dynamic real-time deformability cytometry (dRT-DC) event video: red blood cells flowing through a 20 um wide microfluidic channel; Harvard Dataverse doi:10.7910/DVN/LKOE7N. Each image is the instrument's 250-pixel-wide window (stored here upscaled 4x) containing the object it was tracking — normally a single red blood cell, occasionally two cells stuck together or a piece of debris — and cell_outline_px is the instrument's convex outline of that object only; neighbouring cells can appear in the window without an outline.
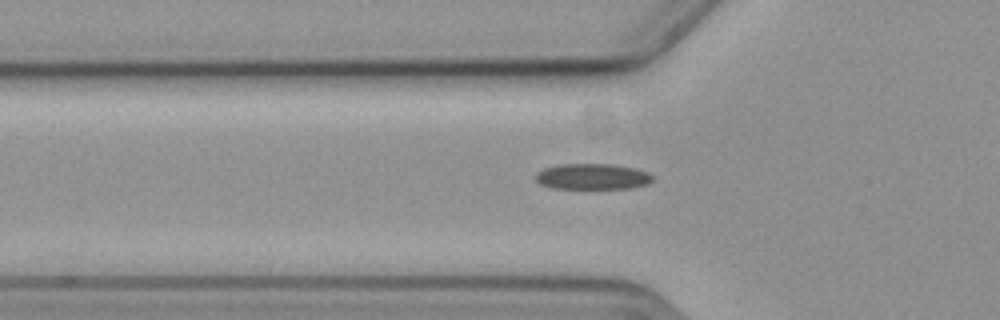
{"species": "common noctule bat (a hibernating species)", "species_latin": "Nyctalus noctula", "temperature_condition": "cold", "stored_images_in_passage": 32, "camera_frame_rate_fps": 3000, "um_per_image_px": 0.085, "animal": {"sex": "female", "body_mass_g": 19.3, "forearm_length_mm": 54.1}, "frame": {"image": 1, "passage_image": 6, "time_ms": 1.667, "image_size_px": [1000, 320], "cell_outline_px": [[652, 180], [648, 184], [632, 188], [552, 188], [540, 184], [536, 180], [536, 172], [544, 168], [560, 164], [612, 164], [636, 168], [648, 172], [652, 176]], "centroid_in_image_um": [50.36, 15.0], "position_along_channel_um": 75.4, "area_um2": 17.63}}
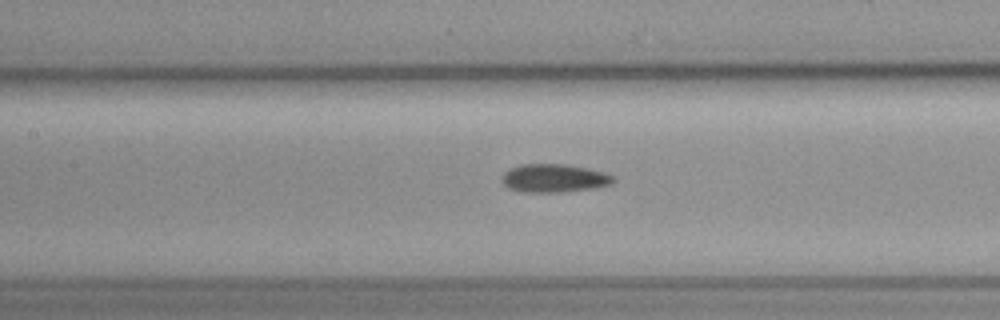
{"frame": {"image": 2, "passage_image": 13, "time_ms": 4.0, "image_size_px": [1000, 320], "cell_outline_px": [[616, 180], [612, 184], [592, 188], [564, 192], [520, 192], [508, 188], [504, 184], [504, 172], [520, 164], [564, 164], [588, 168], [604, 172], [616, 176]], "centroid_in_image_um": [47.15, 15.15], "position_along_channel_um": 160.2, "area_um2": 18.38}}
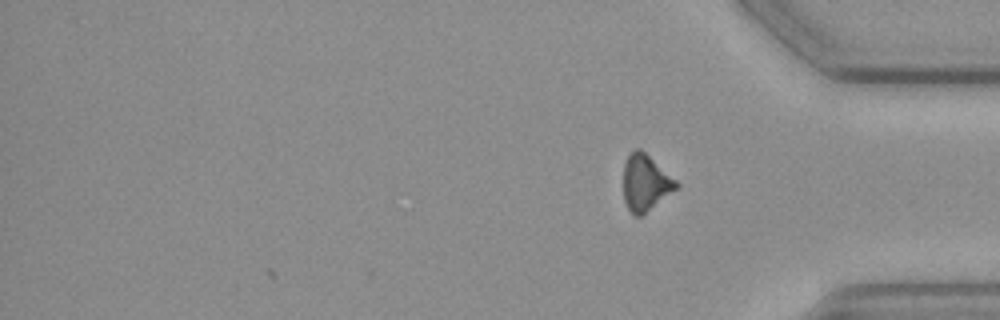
{"frame": {"image": 3, "passage_image": 32, "time_ms": 10.333, "image_size_px": [1000, 320], "cell_outline_px": [[680, 188], [640, 216], [632, 216], [624, 200], [624, 164], [628, 156], [636, 148], [640, 148], [676, 180], [680, 184]], "centroid_in_image_um": [54.88, 15.56], "position_along_channel_um": 380.3, "area_um2": 17.28}, "authors_computed_cell_mechanics": {"area_um2": 17.8602, "velocity_mm_per_s": 3.6111, "shape_relaxation_time_tau1_ms": 6.4024, "shape_relaxation_time_tau2_ms": null, "deformation_change_tau1": 0.1383, "deformation_change_tau2": null}}